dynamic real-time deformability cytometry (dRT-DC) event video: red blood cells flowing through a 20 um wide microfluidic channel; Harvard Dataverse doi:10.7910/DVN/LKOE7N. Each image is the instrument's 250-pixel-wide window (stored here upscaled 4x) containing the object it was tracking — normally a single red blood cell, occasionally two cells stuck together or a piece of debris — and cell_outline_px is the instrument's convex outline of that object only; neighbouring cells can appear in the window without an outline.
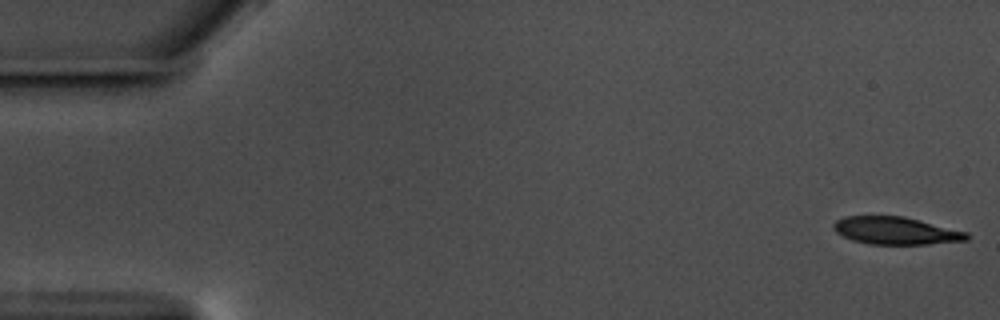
{"species": "common noctule bat (a hibernating species)", "species_latin": "Nyctalus noctula", "temperature_condition": "warm", "stored_images_in_passage": 42, "camera_frame_rate_fps": 3000, "um_per_image_px": 0.085, "animal": {"sex": "male", "body_mass_g": 17.5, "forearm_length_mm": 52.3}, "frame": {"image": 1, "passage_image": 1, "time_ms": 0.0, "image_size_px": [1000, 320], "cell_outline_px": [[968, 240], [928, 244], [868, 244], [852, 240], [836, 232], [832, 228], [832, 224], [836, 220], [844, 216], [904, 216], [968, 232]], "centroid_in_image_um": [76.12, 19.6], "position_along_channel_um": 8.9, "area_um2": 21.39}}
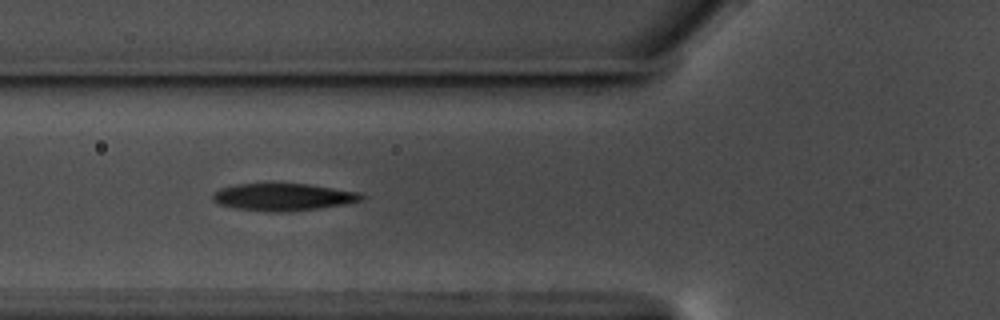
{"frame": {"image": 2, "passage_image": 21, "time_ms": 6.667, "image_size_px": [1000, 320], "cell_outline_px": [[364, 200], [348, 204], [320, 208], [288, 212], [268, 212], [236, 208], [220, 204], [212, 200], [212, 192], [220, 188], [236, 184], [308, 184], [360, 192], [364, 196]], "centroid_in_image_um": [24.1, 16.75], "position_along_channel_um": 101.7, "area_um2": 23.81}}
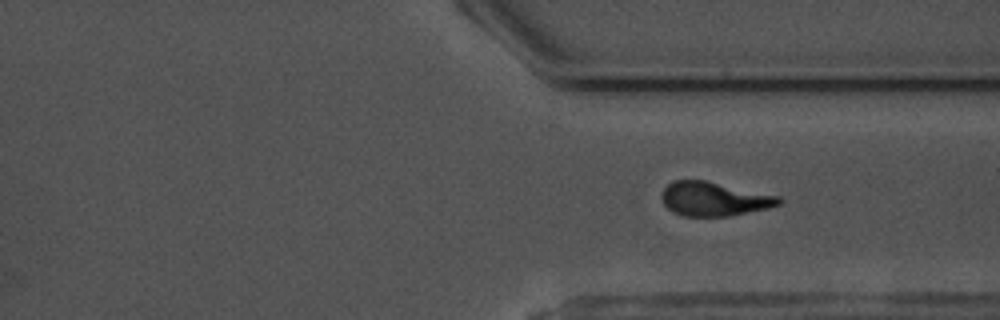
{"frame": {"image": 3, "passage_image": 42, "time_ms": 13.667, "image_size_px": [1000, 320], "cell_outline_px": [[784, 200], [780, 204], [768, 208], [728, 216], [684, 216], [672, 212], [664, 204], [660, 196], [664, 188], [672, 180], [704, 180], [780, 196]], "centroid_in_image_um": [60.68, 16.91], "position_along_channel_um": 350.7, "area_um2": 23.24}}